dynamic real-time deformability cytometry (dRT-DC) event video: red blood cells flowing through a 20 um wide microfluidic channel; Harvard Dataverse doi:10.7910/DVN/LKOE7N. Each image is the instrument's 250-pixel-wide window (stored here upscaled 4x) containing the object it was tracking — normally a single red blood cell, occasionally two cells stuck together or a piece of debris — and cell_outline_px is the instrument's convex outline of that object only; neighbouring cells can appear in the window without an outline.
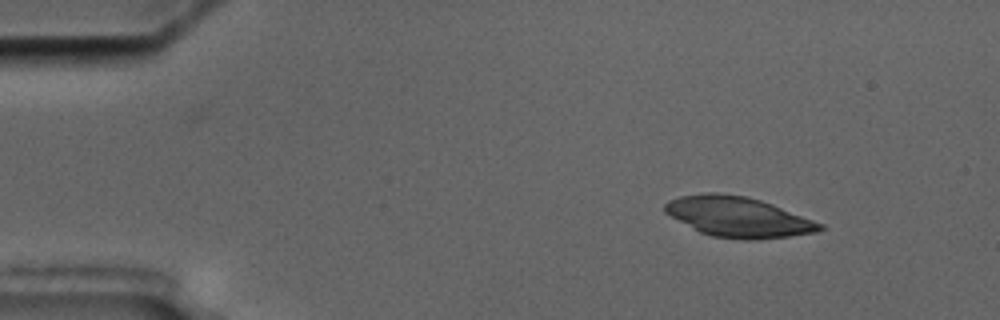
{"species": "common noctule bat (a hibernating species)", "species_latin": "Nyctalus noctula", "temperature_condition": "cold", "stored_images_in_passage": 3, "camera_frame_rate_fps": 3000, "um_per_image_px": 0.085, "animal": {"sex": "male", "body_mass_g": 17.5, "forearm_length_mm": 52.3}, "frame": {"image": 1, "passage_image": 1, "time_ms": 0.0, "image_size_px": [1000, 320], "cell_outline_px": [[824, 228], [816, 232], [788, 236], [756, 240], [744, 240], [712, 236], [700, 232], [664, 212], [664, 204], [668, 200], [680, 196], [704, 192], [716, 192], [744, 196], [760, 200], [772, 204], [824, 224]], "centroid_in_image_um": [62.73, 18.43], "position_along_channel_um": 22.3, "area_um2": 36.18}}